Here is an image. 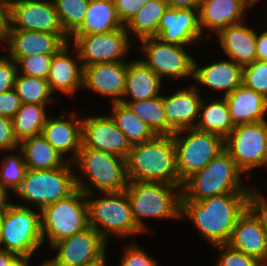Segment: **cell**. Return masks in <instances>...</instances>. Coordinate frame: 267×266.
Returning a JSON list of instances; mask_svg holds the SVG:
<instances>
[{
  "mask_svg": "<svg viewBox=\"0 0 267 266\" xmlns=\"http://www.w3.org/2000/svg\"><path fill=\"white\" fill-rule=\"evenodd\" d=\"M255 193H229L201 201H181V221L188 220L200 239L212 246L228 244L238 218Z\"/></svg>",
  "mask_w": 267,
  "mask_h": 266,
  "instance_id": "1",
  "label": "cell"
},
{
  "mask_svg": "<svg viewBox=\"0 0 267 266\" xmlns=\"http://www.w3.org/2000/svg\"><path fill=\"white\" fill-rule=\"evenodd\" d=\"M129 198L132 216L139 229L146 235L152 226L145 221L181 220L182 185L164 182L128 181L124 190Z\"/></svg>",
  "mask_w": 267,
  "mask_h": 266,
  "instance_id": "2",
  "label": "cell"
},
{
  "mask_svg": "<svg viewBox=\"0 0 267 266\" xmlns=\"http://www.w3.org/2000/svg\"><path fill=\"white\" fill-rule=\"evenodd\" d=\"M247 182L249 183L250 179L237 167L224 149L202 170L192 174L183 182L181 201H201L229 193H256V186L252 181L251 185Z\"/></svg>",
  "mask_w": 267,
  "mask_h": 266,
  "instance_id": "3",
  "label": "cell"
},
{
  "mask_svg": "<svg viewBox=\"0 0 267 266\" xmlns=\"http://www.w3.org/2000/svg\"><path fill=\"white\" fill-rule=\"evenodd\" d=\"M126 166L128 181L183 184L176 169V148L172 135H156L149 141L133 145Z\"/></svg>",
  "mask_w": 267,
  "mask_h": 266,
  "instance_id": "4",
  "label": "cell"
},
{
  "mask_svg": "<svg viewBox=\"0 0 267 266\" xmlns=\"http://www.w3.org/2000/svg\"><path fill=\"white\" fill-rule=\"evenodd\" d=\"M72 163L76 186L85 194L120 192L127 187L126 159L118 155L81 148Z\"/></svg>",
  "mask_w": 267,
  "mask_h": 266,
  "instance_id": "5",
  "label": "cell"
},
{
  "mask_svg": "<svg viewBox=\"0 0 267 266\" xmlns=\"http://www.w3.org/2000/svg\"><path fill=\"white\" fill-rule=\"evenodd\" d=\"M86 202L88 225L107 242L113 238L122 241L145 235L133 219L125 191L86 194Z\"/></svg>",
  "mask_w": 267,
  "mask_h": 266,
  "instance_id": "6",
  "label": "cell"
},
{
  "mask_svg": "<svg viewBox=\"0 0 267 266\" xmlns=\"http://www.w3.org/2000/svg\"><path fill=\"white\" fill-rule=\"evenodd\" d=\"M76 189L72 162L56 169H28L20 187L12 195L16 200H12V203L41 211L44 207L68 197Z\"/></svg>",
  "mask_w": 267,
  "mask_h": 266,
  "instance_id": "7",
  "label": "cell"
},
{
  "mask_svg": "<svg viewBox=\"0 0 267 266\" xmlns=\"http://www.w3.org/2000/svg\"><path fill=\"white\" fill-rule=\"evenodd\" d=\"M43 245L41 211L12 203L1 214L0 249L34 261Z\"/></svg>",
  "mask_w": 267,
  "mask_h": 266,
  "instance_id": "8",
  "label": "cell"
},
{
  "mask_svg": "<svg viewBox=\"0 0 267 266\" xmlns=\"http://www.w3.org/2000/svg\"><path fill=\"white\" fill-rule=\"evenodd\" d=\"M88 227L86 194L79 188L68 197L41 210L44 246L48 243V247H51L54 243L82 232Z\"/></svg>",
  "mask_w": 267,
  "mask_h": 266,
  "instance_id": "9",
  "label": "cell"
},
{
  "mask_svg": "<svg viewBox=\"0 0 267 266\" xmlns=\"http://www.w3.org/2000/svg\"><path fill=\"white\" fill-rule=\"evenodd\" d=\"M137 44V50L141 52L140 56H143L139 59L164 82L168 80L166 85L173 80L175 83L181 79V82L186 81V84L193 80L194 59L198 57L197 54L192 56L193 49L165 43L157 37L142 39Z\"/></svg>",
  "mask_w": 267,
  "mask_h": 266,
  "instance_id": "10",
  "label": "cell"
},
{
  "mask_svg": "<svg viewBox=\"0 0 267 266\" xmlns=\"http://www.w3.org/2000/svg\"><path fill=\"white\" fill-rule=\"evenodd\" d=\"M172 136L176 148V169L182 183L224 150L221 136L196 128L180 130Z\"/></svg>",
  "mask_w": 267,
  "mask_h": 266,
  "instance_id": "11",
  "label": "cell"
},
{
  "mask_svg": "<svg viewBox=\"0 0 267 266\" xmlns=\"http://www.w3.org/2000/svg\"><path fill=\"white\" fill-rule=\"evenodd\" d=\"M224 149L251 181L252 171L267 169V120L235 126L224 139Z\"/></svg>",
  "mask_w": 267,
  "mask_h": 266,
  "instance_id": "12",
  "label": "cell"
},
{
  "mask_svg": "<svg viewBox=\"0 0 267 266\" xmlns=\"http://www.w3.org/2000/svg\"><path fill=\"white\" fill-rule=\"evenodd\" d=\"M69 42L76 48L83 67L109 62L128 61L135 43L126 28L103 34L71 35ZM133 47V48H132Z\"/></svg>",
  "mask_w": 267,
  "mask_h": 266,
  "instance_id": "13",
  "label": "cell"
},
{
  "mask_svg": "<svg viewBox=\"0 0 267 266\" xmlns=\"http://www.w3.org/2000/svg\"><path fill=\"white\" fill-rule=\"evenodd\" d=\"M109 243L92 227L54 243L53 256L46 258L53 266H82L102 256Z\"/></svg>",
  "mask_w": 267,
  "mask_h": 266,
  "instance_id": "14",
  "label": "cell"
},
{
  "mask_svg": "<svg viewBox=\"0 0 267 266\" xmlns=\"http://www.w3.org/2000/svg\"><path fill=\"white\" fill-rule=\"evenodd\" d=\"M86 110L88 114L85 115ZM82 115V146L93 150L109 152L127 159L131 144L125 134L116 126L109 114L89 115V109Z\"/></svg>",
  "mask_w": 267,
  "mask_h": 266,
  "instance_id": "15",
  "label": "cell"
},
{
  "mask_svg": "<svg viewBox=\"0 0 267 266\" xmlns=\"http://www.w3.org/2000/svg\"><path fill=\"white\" fill-rule=\"evenodd\" d=\"M157 38L169 44L195 47L194 51L203 48L207 39L200 27L199 9L168 7L159 23Z\"/></svg>",
  "mask_w": 267,
  "mask_h": 266,
  "instance_id": "16",
  "label": "cell"
},
{
  "mask_svg": "<svg viewBox=\"0 0 267 266\" xmlns=\"http://www.w3.org/2000/svg\"><path fill=\"white\" fill-rule=\"evenodd\" d=\"M219 58L222 59L218 61L217 58L212 62L207 61V63H200V58H198V61L194 59L191 83L205 97H208L210 92L214 93V97L216 94H218V97H224L242 84L243 67L230 59L224 58V60L223 56ZM199 63L203 65H199ZM204 88L208 90L207 96L204 92H201Z\"/></svg>",
  "mask_w": 267,
  "mask_h": 266,
  "instance_id": "17",
  "label": "cell"
},
{
  "mask_svg": "<svg viewBox=\"0 0 267 266\" xmlns=\"http://www.w3.org/2000/svg\"><path fill=\"white\" fill-rule=\"evenodd\" d=\"M9 29L65 33L52 0L11 2Z\"/></svg>",
  "mask_w": 267,
  "mask_h": 266,
  "instance_id": "18",
  "label": "cell"
},
{
  "mask_svg": "<svg viewBox=\"0 0 267 266\" xmlns=\"http://www.w3.org/2000/svg\"><path fill=\"white\" fill-rule=\"evenodd\" d=\"M83 68L76 48L68 42L53 55L47 76L50 91L54 95L58 93L56 95H64L72 99L78 92L81 94L83 92L80 91L83 87Z\"/></svg>",
  "mask_w": 267,
  "mask_h": 266,
  "instance_id": "19",
  "label": "cell"
},
{
  "mask_svg": "<svg viewBox=\"0 0 267 266\" xmlns=\"http://www.w3.org/2000/svg\"><path fill=\"white\" fill-rule=\"evenodd\" d=\"M64 110L48 116L42 129L43 137L68 162H73L82 146V115Z\"/></svg>",
  "mask_w": 267,
  "mask_h": 266,
  "instance_id": "20",
  "label": "cell"
},
{
  "mask_svg": "<svg viewBox=\"0 0 267 266\" xmlns=\"http://www.w3.org/2000/svg\"><path fill=\"white\" fill-rule=\"evenodd\" d=\"M126 76L127 61L84 66L82 91L95 93L106 101L109 99V104L122 102Z\"/></svg>",
  "mask_w": 267,
  "mask_h": 266,
  "instance_id": "21",
  "label": "cell"
},
{
  "mask_svg": "<svg viewBox=\"0 0 267 266\" xmlns=\"http://www.w3.org/2000/svg\"><path fill=\"white\" fill-rule=\"evenodd\" d=\"M169 94L164 90L163 103L167 118V135L194 128L198 117L203 95L190 82L184 86L174 87Z\"/></svg>",
  "mask_w": 267,
  "mask_h": 266,
  "instance_id": "22",
  "label": "cell"
},
{
  "mask_svg": "<svg viewBox=\"0 0 267 266\" xmlns=\"http://www.w3.org/2000/svg\"><path fill=\"white\" fill-rule=\"evenodd\" d=\"M228 244L267 266V237L263 214L253 204L238 218Z\"/></svg>",
  "mask_w": 267,
  "mask_h": 266,
  "instance_id": "23",
  "label": "cell"
},
{
  "mask_svg": "<svg viewBox=\"0 0 267 266\" xmlns=\"http://www.w3.org/2000/svg\"><path fill=\"white\" fill-rule=\"evenodd\" d=\"M254 7L251 0H202L199 17L203 36L209 40L221 29L245 22Z\"/></svg>",
  "mask_w": 267,
  "mask_h": 266,
  "instance_id": "24",
  "label": "cell"
},
{
  "mask_svg": "<svg viewBox=\"0 0 267 266\" xmlns=\"http://www.w3.org/2000/svg\"><path fill=\"white\" fill-rule=\"evenodd\" d=\"M69 42L66 33H49L9 29L4 53L15 62L35 54H55Z\"/></svg>",
  "mask_w": 267,
  "mask_h": 266,
  "instance_id": "25",
  "label": "cell"
},
{
  "mask_svg": "<svg viewBox=\"0 0 267 266\" xmlns=\"http://www.w3.org/2000/svg\"><path fill=\"white\" fill-rule=\"evenodd\" d=\"M217 37V38H216ZM213 39L220 45L222 56L234 61L241 67L252 64L256 60V26L247 21L221 29Z\"/></svg>",
  "mask_w": 267,
  "mask_h": 266,
  "instance_id": "26",
  "label": "cell"
},
{
  "mask_svg": "<svg viewBox=\"0 0 267 266\" xmlns=\"http://www.w3.org/2000/svg\"><path fill=\"white\" fill-rule=\"evenodd\" d=\"M224 98L234 126L267 120V99L243 84Z\"/></svg>",
  "mask_w": 267,
  "mask_h": 266,
  "instance_id": "27",
  "label": "cell"
},
{
  "mask_svg": "<svg viewBox=\"0 0 267 266\" xmlns=\"http://www.w3.org/2000/svg\"><path fill=\"white\" fill-rule=\"evenodd\" d=\"M134 58L127 61L126 87L122 101H139L160 96L165 90V86H162L165 85L164 81L139 58Z\"/></svg>",
  "mask_w": 267,
  "mask_h": 266,
  "instance_id": "28",
  "label": "cell"
},
{
  "mask_svg": "<svg viewBox=\"0 0 267 266\" xmlns=\"http://www.w3.org/2000/svg\"><path fill=\"white\" fill-rule=\"evenodd\" d=\"M234 127L225 98L212 97V95L209 98H204L203 96L199 117L194 128L217 134L225 139Z\"/></svg>",
  "mask_w": 267,
  "mask_h": 266,
  "instance_id": "29",
  "label": "cell"
},
{
  "mask_svg": "<svg viewBox=\"0 0 267 266\" xmlns=\"http://www.w3.org/2000/svg\"><path fill=\"white\" fill-rule=\"evenodd\" d=\"M123 27L113 0H90L84 21L72 35L103 34Z\"/></svg>",
  "mask_w": 267,
  "mask_h": 266,
  "instance_id": "30",
  "label": "cell"
},
{
  "mask_svg": "<svg viewBox=\"0 0 267 266\" xmlns=\"http://www.w3.org/2000/svg\"><path fill=\"white\" fill-rule=\"evenodd\" d=\"M25 164L31 170H49L64 166L68 161L43 137L34 136L19 143Z\"/></svg>",
  "mask_w": 267,
  "mask_h": 266,
  "instance_id": "31",
  "label": "cell"
},
{
  "mask_svg": "<svg viewBox=\"0 0 267 266\" xmlns=\"http://www.w3.org/2000/svg\"><path fill=\"white\" fill-rule=\"evenodd\" d=\"M167 8L168 5L165 0H149L124 25L131 40L136 44L145 38L158 37V26Z\"/></svg>",
  "mask_w": 267,
  "mask_h": 266,
  "instance_id": "32",
  "label": "cell"
},
{
  "mask_svg": "<svg viewBox=\"0 0 267 266\" xmlns=\"http://www.w3.org/2000/svg\"><path fill=\"white\" fill-rule=\"evenodd\" d=\"M108 114L116 126L125 134L131 146L149 141L156 135L126 104L111 103ZM110 112V113H109Z\"/></svg>",
  "mask_w": 267,
  "mask_h": 266,
  "instance_id": "33",
  "label": "cell"
},
{
  "mask_svg": "<svg viewBox=\"0 0 267 266\" xmlns=\"http://www.w3.org/2000/svg\"><path fill=\"white\" fill-rule=\"evenodd\" d=\"M50 105L23 104L12 118L14 135L18 142L42 135V129L49 116Z\"/></svg>",
  "mask_w": 267,
  "mask_h": 266,
  "instance_id": "34",
  "label": "cell"
},
{
  "mask_svg": "<svg viewBox=\"0 0 267 266\" xmlns=\"http://www.w3.org/2000/svg\"><path fill=\"white\" fill-rule=\"evenodd\" d=\"M155 135H167V118L164 109L163 95L139 101H122Z\"/></svg>",
  "mask_w": 267,
  "mask_h": 266,
  "instance_id": "35",
  "label": "cell"
},
{
  "mask_svg": "<svg viewBox=\"0 0 267 266\" xmlns=\"http://www.w3.org/2000/svg\"><path fill=\"white\" fill-rule=\"evenodd\" d=\"M14 89L23 104H58L45 79L17 74Z\"/></svg>",
  "mask_w": 267,
  "mask_h": 266,
  "instance_id": "36",
  "label": "cell"
},
{
  "mask_svg": "<svg viewBox=\"0 0 267 266\" xmlns=\"http://www.w3.org/2000/svg\"><path fill=\"white\" fill-rule=\"evenodd\" d=\"M3 153L1 152L4 156L0 159V184L13 195L20 187L28 168L19 148Z\"/></svg>",
  "mask_w": 267,
  "mask_h": 266,
  "instance_id": "37",
  "label": "cell"
},
{
  "mask_svg": "<svg viewBox=\"0 0 267 266\" xmlns=\"http://www.w3.org/2000/svg\"><path fill=\"white\" fill-rule=\"evenodd\" d=\"M64 32L70 37L82 24L90 0H52Z\"/></svg>",
  "mask_w": 267,
  "mask_h": 266,
  "instance_id": "38",
  "label": "cell"
},
{
  "mask_svg": "<svg viewBox=\"0 0 267 266\" xmlns=\"http://www.w3.org/2000/svg\"><path fill=\"white\" fill-rule=\"evenodd\" d=\"M54 54H35L16 61L18 74L47 80Z\"/></svg>",
  "mask_w": 267,
  "mask_h": 266,
  "instance_id": "39",
  "label": "cell"
},
{
  "mask_svg": "<svg viewBox=\"0 0 267 266\" xmlns=\"http://www.w3.org/2000/svg\"><path fill=\"white\" fill-rule=\"evenodd\" d=\"M218 253L214 266H265L257 258L232 248L229 244L212 246Z\"/></svg>",
  "mask_w": 267,
  "mask_h": 266,
  "instance_id": "40",
  "label": "cell"
},
{
  "mask_svg": "<svg viewBox=\"0 0 267 266\" xmlns=\"http://www.w3.org/2000/svg\"><path fill=\"white\" fill-rule=\"evenodd\" d=\"M242 84L267 99V62L255 60L243 67Z\"/></svg>",
  "mask_w": 267,
  "mask_h": 266,
  "instance_id": "41",
  "label": "cell"
},
{
  "mask_svg": "<svg viewBox=\"0 0 267 266\" xmlns=\"http://www.w3.org/2000/svg\"><path fill=\"white\" fill-rule=\"evenodd\" d=\"M124 243L121 258L117 266H160L159 259L148 253L143 246L136 241ZM126 244V245H125Z\"/></svg>",
  "mask_w": 267,
  "mask_h": 266,
  "instance_id": "42",
  "label": "cell"
},
{
  "mask_svg": "<svg viewBox=\"0 0 267 266\" xmlns=\"http://www.w3.org/2000/svg\"><path fill=\"white\" fill-rule=\"evenodd\" d=\"M17 74L16 62L0 52V93L14 88Z\"/></svg>",
  "mask_w": 267,
  "mask_h": 266,
  "instance_id": "43",
  "label": "cell"
},
{
  "mask_svg": "<svg viewBox=\"0 0 267 266\" xmlns=\"http://www.w3.org/2000/svg\"><path fill=\"white\" fill-rule=\"evenodd\" d=\"M19 148V142L14 135L11 119L0 116V152Z\"/></svg>",
  "mask_w": 267,
  "mask_h": 266,
  "instance_id": "44",
  "label": "cell"
},
{
  "mask_svg": "<svg viewBox=\"0 0 267 266\" xmlns=\"http://www.w3.org/2000/svg\"><path fill=\"white\" fill-rule=\"evenodd\" d=\"M119 19L125 25L149 0H113Z\"/></svg>",
  "mask_w": 267,
  "mask_h": 266,
  "instance_id": "45",
  "label": "cell"
},
{
  "mask_svg": "<svg viewBox=\"0 0 267 266\" xmlns=\"http://www.w3.org/2000/svg\"><path fill=\"white\" fill-rule=\"evenodd\" d=\"M22 102L13 88L7 92L0 93V116L12 120Z\"/></svg>",
  "mask_w": 267,
  "mask_h": 266,
  "instance_id": "46",
  "label": "cell"
},
{
  "mask_svg": "<svg viewBox=\"0 0 267 266\" xmlns=\"http://www.w3.org/2000/svg\"><path fill=\"white\" fill-rule=\"evenodd\" d=\"M10 28V5L0 3V48L6 43Z\"/></svg>",
  "mask_w": 267,
  "mask_h": 266,
  "instance_id": "47",
  "label": "cell"
},
{
  "mask_svg": "<svg viewBox=\"0 0 267 266\" xmlns=\"http://www.w3.org/2000/svg\"><path fill=\"white\" fill-rule=\"evenodd\" d=\"M258 27V28H257ZM260 31H259V30ZM256 60L267 62V29L256 26Z\"/></svg>",
  "mask_w": 267,
  "mask_h": 266,
  "instance_id": "48",
  "label": "cell"
},
{
  "mask_svg": "<svg viewBox=\"0 0 267 266\" xmlns=\"http://www.w3.org/2000/svg\"><path fill=\"white\" fill-rule=\"evenodd\" d=\"M168 7L172 8H196L199 9L202 0H165Z\"/></svg>",
  "mask_w": 267,
  "mask_h": 266,
  "instance_id": "49",
  "label": "cell"
},
{
  "mask_svg": "<svg viewBox=\"0 0 267 266\" xmlns=\"http://www.w3.org/2000/svg\"><path fill=\"white\" fill-rule=\"evenodd\" d=\"M20 259L17 254L0 249V266H14Z\"/></svg>",
  "mask_w": 267,
  "mask_h": 266,
  "instance_id": "50",
  "label": "cell"
},
{
  "mask_svg": "<svg viewBox=\"0 0 267 266\" xmlns=\"http://www.w3.org/2000/svg\"><path fill=\"white\" fill-rule=\"evenodd\" d=\"M252 204L263 214V223L267 237V204L255 193Z\"/></svg>",
  "mask_w": 267,
  "mask_h": 266,
  "instance_id": "51",
  "label": "cell"
},
{
  "mask_svg": "<svg viewBox=\"0 0 267 266\" xmlns=\"http://www.w3.org/2000/svg\"><path fill=\"white\" fill-rule=\"evenodd\" d=\"M11 193H9L1 184H0V214H2L11 204L12 197L10 198ZM11 199V201H10Z\"/></svg>",
  "mask_w": 267,
  "mask_h": 266,
  "instance_id": "52",
  "label": "cell"
},
{
  "mask_svg": "<svg viewBox=\"0 0 267 266\" xmlns=\"http://www.w3.org/2000/svg\"><path fill=\"white\" fill-rule=\"evenodd\" d=\"M108 251H109V249L99 258H97L91 262L85 263L82 266H109V265H107V264H109L108 263L109 259H107V255H108L107 252Z\"/></svg>",
  "mask_w": 267,
  "mask_h": 266,
  "instance_id": "53",
  "label": "cell"
},
{
  "mask_svg": "<svg viewBox=\"0 0 267 266\" xmlns=\"http://www.w3.org/2000/svg\"><path fill=\"white\" fill-rule=\"evenodd\" d=\"M31 264V259L21 258L14 266H30Z\"/></svg>",
  "mask_w": 267,
  "mask_h": 266,
  "instance_id": "54",
  "label": "cell"
},
{
  "mask_svg": "<svg viewBox=\"0 0 267 266\" xmlns=\"http://www.w3.org/2000/svg\"><path fill=\"white\" fill-rule=\"evenodd\" d=\"M256 194L267 204V195L264 193V191L262 193V191L257 185H256Z\"/></svg>",
  "mask_w": 267,
  "mask_h": 266,
  "instance_id": "55",
  "label": "cell"
},
{
  "mask_svg": "<svg viewBox=\"0 0 267 266\" xmlns=\"http://www.w3.org/2000/svg\"><path fill=\"white\" fill-rule=\"evenodd\" d=\"M30 266L34 265L31 264ZM37 266H53V265L45 258L41 263L39 262Z\"/></svg>",
  "mask_w": 267,
  "mask_h": 266,
  "instance_id": "56",
  "label": "cell"
},
{
  "mask_svg": "<svg viewBox=\"0 0 267 266\" xmlns=\"http://www.w3.org/2000/svg\"><path fill=\"white\" fill-rule=\"evenodd\" d=\"M264 16H266V17H265V18H264V17H263V18H259V20L262 19V20H260V21L263 22V23H261L260 25H263L264 22H266V24H264L263 27H265V29H267V12H266V14H264ZM265 19H266V20H265Z\"/></svg>",
  "mask_w": 267,
  "mask_h": 266,
  "instance_id": "57",
  "label": "cell"
},
{
  "mask_svg": "<svg viewBox=\"0 0 267 266\" xmlns=\"http://www.w3.org/2000/svg\"><path fill=\"white\" fill-rule=\"evenodd\" d=\"M0 3L10 5L11 0H0Z\"/></svg>",
  "mask_w": 267,
  "mask_h": 266,
  "instance_id": "58",
  "label": "cell"
},
{
  "mask_svg": "<svg viewBox=\"0 0 267 266\" xmlns=\"http://www.w3.org/2000/svg\"><path fill=\"white\" fill-rule=\"evenodd\" d=\"M254 6L256 7L258 3H260L263 0H251Z\"/></svg>",
  "mask_w": 267,
  "mask_h": 266,
  "instance_id": "59",
  "label": "cell"
}]
</instances>
